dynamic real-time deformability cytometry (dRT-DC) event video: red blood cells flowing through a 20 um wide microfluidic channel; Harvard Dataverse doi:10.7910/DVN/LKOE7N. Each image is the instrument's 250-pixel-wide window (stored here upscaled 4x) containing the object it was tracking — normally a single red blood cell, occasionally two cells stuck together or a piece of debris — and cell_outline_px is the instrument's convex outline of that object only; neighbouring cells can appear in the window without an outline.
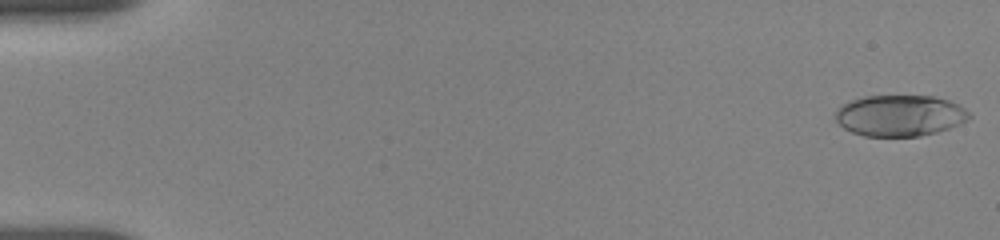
{"species": "human", "species_latin": "Homo sapiens", "temperature_condition": "room temperature", "stored_images_in_passage": 55, "camera_frame_rate_fps": 3000, "um_per_image_px": 0.085, "donor": {"sex": "female"}, "frame": {"image": 1, "passage_image": 1, "time_ms": 0.0, "image_size_px": [1000, 240], "cell_outline_px": [[972, 116], [968, 120], [960, 124], [936, 132], [920, 136], [864, 136], [852, 132], [844, 128], [836, 120], [836, 108], [840, 104], [864, 96], [936, 96], [948, 100], [964, 108]], "centroid_in_image_um": [76.47, 9.82], "position_along_channel_um": 8.5, "area_um2": 32.14}}
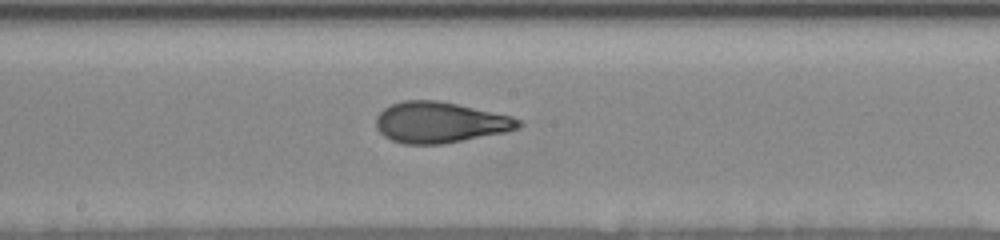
{"frame": {"image": 2, "passage_image": 30, "time_ms": 9.667, "image_size_px": [1000, 240], "cell_outline_px": [[524, 124], [520, 128], [508, 132], [444, 144], [404, 144], [392, 140], [384, 136], [376, 128], [376, 116], [384, 108], [392, 104], [404, 100], [440, 100], [512, 116], [520, 120]], "centroid_in_image_um": [37.43, 10.41], "position_along_channel_um": 210.8, "area_um2": 34.28}}
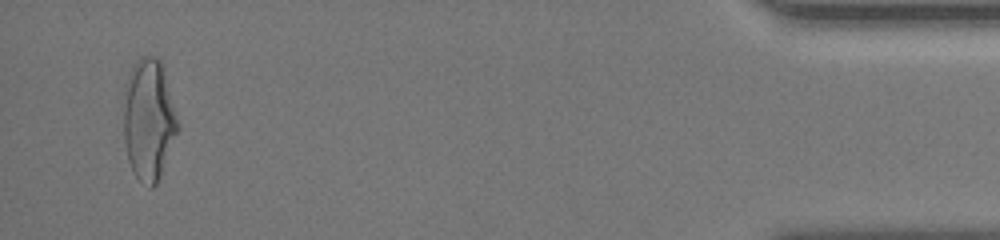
{"frame": {"image": 3, "passage_image": 53, "time_ms": 17.333, "image_size_px": [1000, 240], "cell_outline_px": [[176, 132], [160, 176], [156, 184], [152, 188], [148, 188], [132, 172], [128, 160], [124, 140], [124, 88], [128, 76], [136, 60], [140, 56], [156, 56], [160, 60], [176, 120]], "centroid_in_image_um": [12.57, 10.19], "position_along_channel_um": 422.6, "area_um2": 37.22}, "authors_computed_cell_mechanics": {"area_um2": 33.4662, "velocity_mm_per_s": 3.6882, "shape_relaxation_time_tau1_ms": 5.4792, "shape_relaxation_time_tau2_ms": 1.1158, "deformation_change_tau1": 0.1982, "deformation_change_tau2": 0.0786}}